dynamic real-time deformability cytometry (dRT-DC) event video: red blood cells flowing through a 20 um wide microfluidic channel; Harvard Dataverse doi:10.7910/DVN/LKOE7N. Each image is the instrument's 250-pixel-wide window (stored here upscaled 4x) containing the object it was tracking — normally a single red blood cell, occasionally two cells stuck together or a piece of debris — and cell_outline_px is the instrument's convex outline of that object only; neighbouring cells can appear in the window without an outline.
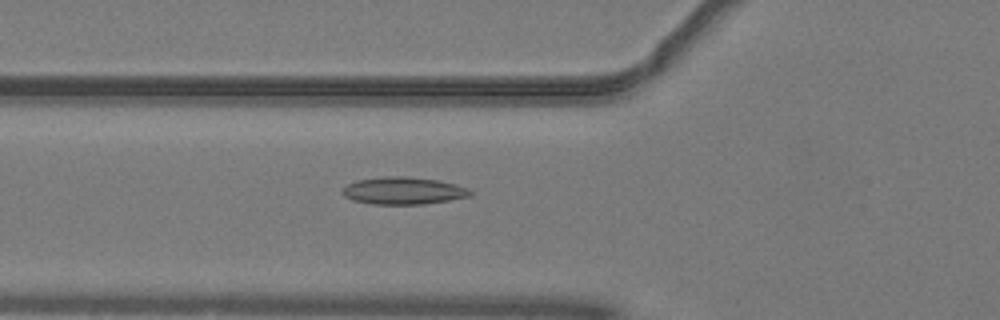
{"species": "common noctule bat (a hibernating species)", "species_latin": "Nyctalus noctula", "temperature_condition": "warm", "stored_images_in_passage": 51, "camera_frame_rate_fps": 3000, "um_per_image_px": 0.085, "animal": {"sex": "male", "body_mass_g": 19.2, "forearm_length_mm": 51.8}, "frame": {"image": 1, "passage_image": 19, "time_ms": 6.0, "image_size_px": [1000, 320], "cell_outline_px": [[472, 196], [424, 204], [372, 204], [352, 200], [344, 196], [340, 192], [348, 184], [356, 180], [384, 176], [404, 176], [436, 180], [456, 184], [468, 188], [472, 192]], "centroid_in_image_um": [34.27, 16.21], "position_along_channel_um": 91.5, "area_um2": 20.35}}
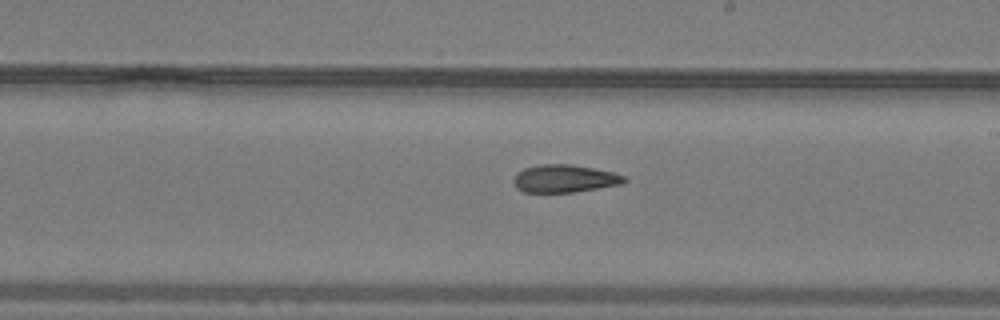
{"frame": {"image": 2, "passage_image": 30, "time_ms": 9.667, "image_size_px": [1000, 320], "cell_outline_px": [[628, 180], [620, 184], [600, 188], [572, 192], [524, 192], [516, 188], [512, 180], [516, 172], [524, 168], [540, 164], [572, 164], [612, 172], [624, 176]], "centroid_in_image_um": [47.94, 15.18], "position_along_channel_um": 241.1, "area_um2": 17.92}}
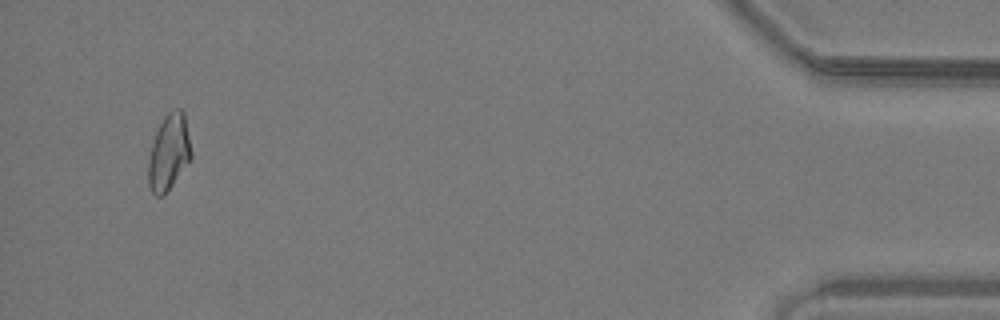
{"frame": {"image": 3, "passage_image": 49, "time_ms": 16.0, "image_size_px": [1000, 320], "cell_outline_px": [[192, 160], [168, 192], [164, 196], [156, 196], [152, 192], [148, 184], [148, 160], [152, 144], [156, 132], [164, 116], [172, 108], [180, 108], [184, 112], [192, 152]], "centroid_in_image_um": [14.38, 12.98], "position_along_channel_um": 420.8, "area_um2": 19.42}, "authors_computed_cell_mechanics": {"area_um2": 19.074, "velocity_mm_per_s": 4.0659, "shape_relaxation_time_tau1_ms": null, "shape_relaxation_time_tau2_ms": 5.338, "deformation_change_tau1": null, "deformation_change_tau2": 0.1331}}